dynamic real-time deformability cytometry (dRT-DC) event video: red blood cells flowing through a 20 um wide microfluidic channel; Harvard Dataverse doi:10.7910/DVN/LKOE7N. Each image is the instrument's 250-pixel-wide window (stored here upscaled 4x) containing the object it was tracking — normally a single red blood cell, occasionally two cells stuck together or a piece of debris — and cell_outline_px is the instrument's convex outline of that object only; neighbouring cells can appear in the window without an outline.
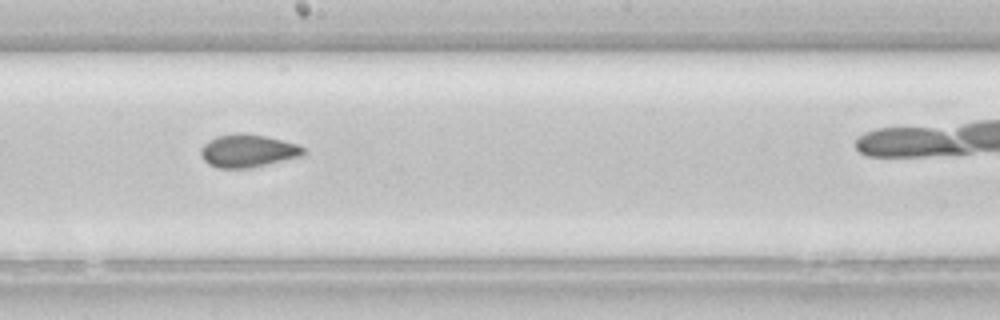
{"species": "common noctule bat (a hibernating species)", "species_latin": "Nyctalus noctula", "temperature_condition": "room temperature", "stored_images_in_passage": 33, "camera_frame_rate_fps": 3000, "um_per_image_px": 0.085, "animal": {"sex": "female", "body_mass_g": 22.7, "forearm_length_mm": 54.2}, "frame": {"image": 1, "passage_image": 15, "time_ms": 4.667, "image_size_px": [1000, 320], "cell_outline_px": [[304, 156], [248, 168], [216, 168], [208, 164], [200, 156], [200, 148], [208, 140], [216, 136], [240, 132], [264, 136], [296, 144], [304, 148]], "centroid_in_image_um": [21.02, 12.82], "position_along_channel_um": 227.2, "area_um2": 19.65}}